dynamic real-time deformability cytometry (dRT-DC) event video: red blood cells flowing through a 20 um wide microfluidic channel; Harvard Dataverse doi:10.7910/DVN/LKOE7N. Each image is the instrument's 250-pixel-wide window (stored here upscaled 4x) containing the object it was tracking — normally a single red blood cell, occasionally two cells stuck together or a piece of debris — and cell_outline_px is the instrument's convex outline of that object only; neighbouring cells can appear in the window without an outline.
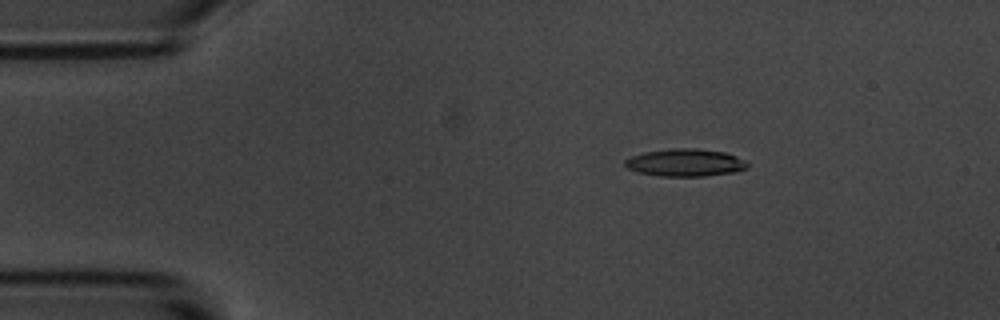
{"species": "common noctule bat (a hibernating species)", "species_latin": "Nyctalus noctula", "temperature_condition": "room temperature", "stored_images_in_passage": 48, "camera_frame_rate_fps": 3000, "um_per_image_px": 0.085, "animal": {"sex": "male", "body_mass_g": 20.1, "forearm_length_mm": 53.5}, "frame": {"image": 1, "passage_image": 1, "time_ms": 0.0, "image_size_px": [1000, 320], "cell_outline_px": [[748, 168], [736, 172], [704, 176], [660, 176], [636, 172], [628, 168], [624, 164], [624, 160], [632, 156], [644, 152], [672, 148], [692, 148], [724, 152], [736, 156], [744, 160], [748, 164]], "centroid_in_image_um": [58.24, 13.83], "position_along_channel_um": 26.8, "area_um2": 19.65}}
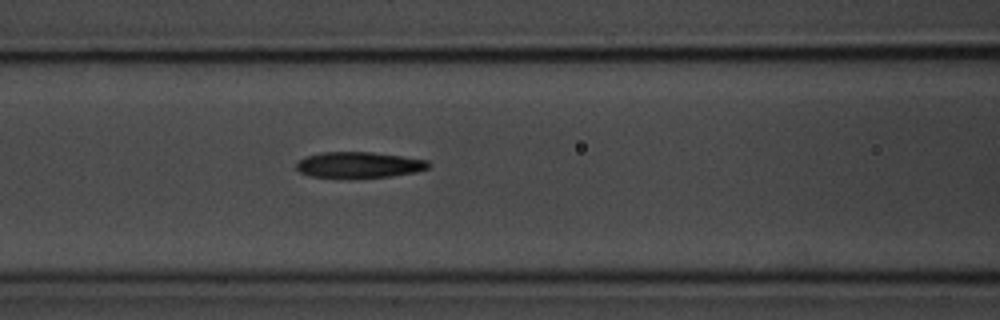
{"frame": {"image": 2, "passage_image": 15, "time_ms": 4.667, "image_size_px": [1000, 320], "cell_outline_px": [[432, 164], [428, 168], [416, 172], [392, 176], [360, 180], [348, 180], [308, 176], [300, 172], [296, 168], [296, 164], [304, 156], [320, 152], [372, 152], [428, 160]], "centroid_in_image_um": [30.48, 14.06], "position_along_channel_um": 136.1, "area_um2": 20.92}}
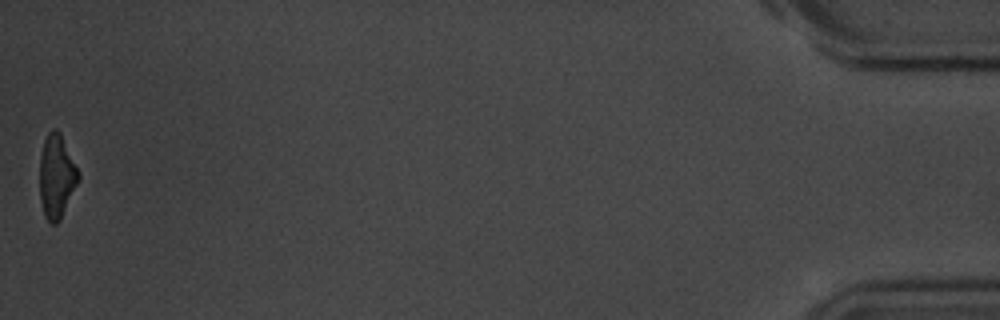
{"frame": {"image": 3, "passage_image": 48, "time_ms": 15.667, "image_size_px": [1000, 320], "cell_outline_px": [[80, 180], [60, 220], [56, 224], [52, 224], [44, 216], [40, 200], [40, 156], [44, 140], [48, 132], [52, 128], [56, 128], [60, 132], [80, 172]], "centroid_in_image_um": [4.82, 14.99], "position_along_channel_um": 430.4, "area_um2": 19.13}, "authors_computed_cell_mechanics": {"area_um2": 20.0855, "velocity_mm_per_s": 3.5611, "shape_relaxation_time_tau1_ms": 3.851, "shape_relaxation_time_tau2_ms": 3.7984, "deformation_change_tau1": 0.158, "deformation_change_tau2": 0.1404}}